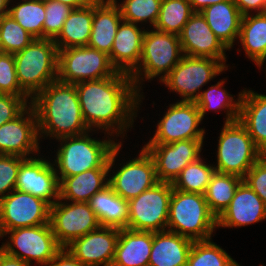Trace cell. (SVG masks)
<instances>
[{"label": "cell", "instance_id": "1", "mask_svg": "<svg viewBox=\"0 0 266 266\" xmlns=\"http://www.w3.org/2000/svg\"><path fill=\"white\" fill-rule=\"evenodd\" d=\"M75 87L89 130L98 127L110 136L113 132L119 136L132 127L143 95L135 89L129 74L117 71L108 78L78 82Z\"/></svg>", "mask_w": 266, "mask_h": 266}, {"label": "cell", "instance_id": "2", "mask_svg": "<svg viewBox=\"0 0 266 266\" xmlns=\"http://www.w3.org/2000/svg\"><path fill=\"white\" fill-rule=\"evenodd\" d=\"M39 138L56 139L90 132L84 122L75 84L58 80L48 84L32 100Z\"/></svg>", "mask_w": 266, "mask_h": 266}, {"label": "cell", "instance_id": "3", "mask_svg": "<svg viewBox=\"0 0 266 266\" xmlns=\"http://www.w3.org/2000/svg\"><path fill=\"white\" fill-rule=\"evenodd\" d=\"M14 55L20 88L31 98L58 77V49L53 39H34Z\"/></svg>", "mask_w": 266, "mask_h": 266}, {"label": "cell", "instance_id": "4", "mask_svg": "<svg viewBox=\"0 0 266 266\" xmlns=\"http://www.w3.org/2000/svg\"><path fill=\"white\" fill-rule=\"evenodd\" d=\"M217 218L210 211L205 196L173 188L169 202L167 230L193 241L211 239Z\"/></svg>", "mask_w": 266, "mask_h": 266}, {"label": "cell", "instance_id": "5", "mask_svg": "<svg viewBox=\"0 0 266 266\" xmlns=\"http://www.w3.org/2000/svg\"><path fill=\"white\" fill-rule=\"evenodd\" d=\"M61 146L54 160L58 170L55 172L59 182L64 177H71L99 167H109L108 159L112 150L119 144L109 140L92 139L88 132L57 139ZM60 172V173H59Z\"/></svg>", "mask_w": 266, "mask_h": 266}, {"label": "cell", "instance_id": "6", "mask_svg": "<svg viewBox=\"0 0 266 266\" xmlns=\"http://www.w3.org/2000/svg\"><path fill=\"white\" fill-rule=\"evenodd\" d=\"M181 53L183 54V51L178 35L166 33L155 28L154 31H145L140 63L130 74L135 89L140 93L141 82L139 81L143 80L140 77L143 75L146 80H151L163 74L159 77L160 81H162L181 61L184 56Z\"/></svg>", "mask_w": 266, "mask_h": 266}, {"label": "cell", "instance_id": "7", "mask_svg": "<svg viewBox=\"0 0 266 266\" xmlns=\"http://www.w3.org/2000/svg\"><path fill=\"white\" fill-rule=\"evenodd\" d=\"M217 149L215 171L237 175L241 178L246 176L262 154L239 120L224 124Z\"/></svg>", "mask_w": 266, "mask_h": 266}, {"label": "cell", "instance_id": "8", "mask_svg": "<svg viewBox=\"0 0 266 266\" xmlns=\"http://www.w3.org/2000/svg\"><path fill=\"white\" fill-rule=\"evenodd\" d=\"M117 70L109 56L89 46L58 50L57 80L67 84L100 80L113 76Z\"/></svg>", "mask_w": 266, "mask_h": 266}, {"label": "cell", "instance_id": "9", "mask_svg": "<svg viewBox=\"0 0 266 266\" xmlns=\"http://www.w3.org/2000/svg\"><path fill=\"white\" fill-rule=\"evenodd\" d=\"M173 185L159 181L139 196L128 201V229L135 231H165Z\"/></svg>", "mask_w": 266, "mask_h": 266}, {"label": "cell", "instance_id": "10", "mask_svg": "<svg viewBox=\"0 0 266 266\" xmlns=\"http://www.w3.org/2000/svg\"><path fill=\"white\" fill-rule=\"evenodd\" d=\"M227 67L221 60L184 55L161 82L171 91L180 94L181 101L195 102L200 95L201 86Z\"/></svg>", "mask_w": 266, "mask_h": 266}, {"label": "cell", "instance_id": "11", "mask_svg": "<svg viewBox=\"0 0 266 266\" xmlns=\"http://www.w3.org/2000/svg\"><path fill=\"white\" fill-rule=\"evenodd\" d=\"M10 233L9 242L1 246L2 251L29 265L31 260H35L36 264L46 266L62 249L52 232L50 223L9 230L3 233V237Z\"/></svg>", "mask_w": 266, "mask_h": 266}, {"label": "cell", "instance_id": "12", "mask_svg": "<svg viewBox=\"0 0 266 266\" xmlns=\"http://www.w3.org/2000/svg\"><path fill=\"white\" fill-rule=\"evenodd\" d=\"M65 203L60 199L57 200L50 206L49 216L52 232L62 248L100 227L95 212L88 202Z\"/></svg>", "mask_w": 266, "mask_h": 266}, {"label": "cell", "instance_id": "13", "mask_svg": "<svg viewBox=\"0 0 266 266\" xmlns=\"http://www.w3.org/2000/svg\"><path fill=\"white\" fill-rule=\"evenodd\" d=\"M50 205L43 199L17 189L0 199L2 234L23 227L49 223Z\"/></svg>", "mask_w": 266, "mask_h": 266}, {"label": "cell", "instance_id": "14", "mask_svg": "<svg viewBox=\"0 0 266 266\" xmlns=\"http://www.w3.org/2000/svg\"><path fill=\"white\" fill-rule=\"evenodd\" d=\"M202 118L195 102L180 101L170 105L158 122L155 135L147 144H170L188 139H204L205 130L197 128Z\"/></svg>", "mask_w": 266, "mask_h": 266}, {"label": "cell", "instance_id": "15", "mask_svg": "<svg viewBox=\"0 0 266 266\" xmlns=\"http://www.w3.org/2000/svg\"><path fill=\"white\" fill-rule=\"evenodd\" d=\"M203 139H188L170 144H146L152 157L158 181L173 183L181 171L200 158Z\"/></svg>", "mask_w": 266, "mask_h": 266}, {"label": "cell", "instance_id": "16", "mask_svg": "<svg viewBox=\"0 0 266 266\" xmlns=\"http://www.w3.org/2000/svg\"><path fill=\"white\" fill-rule=\"evenodd\" d=\"M29 106L14 120L0 126V154L30 158L29 154L39 152L37 116L33 106Z\"/></svg>", "mask_w": 266, "mask_h": 266}, {"label": "cell", "instance_id": "17", "mask_svg": "<svg viewBox=\"0 0 266 266\" xmlns=\"http://www.w3.org/2000/svg\"><path fill=\"white\" fill-rule=\"evenodd\" d=\"M108 181L114 192L127 201L159 182L154 161L144 148L139 157L128 161Z\"/></svg>", "mask_w": 266, "mask_h": 266}, {"label": "cell", "instance_id": "18", "mask_svg": "<svg viewBox=\"0 0 266 266\" xmlns=\"http://www.w3.org/2000/svg\"><path fill=\"white\" fill-rule=\"evenodd\" d=\"M54 166L42 158H25L18 171L15 189L39 197L52 206L59 200V180Z\"/></svg>", "mask_w": 266, "mask_h": 266}, {"label": "cell", "instance_id": "19", "mask_svg": "<svg viewBox=\"0 0 266 266\" xmlns=\"http://www.w3.org/2000/svg\"><path fill=\"white\" fill-rule=\"evenodd\" d=\"M119 238V229L100 226L74 240L66 248L83 264L111 266Z\"/></svg>", "mask_w": 266, "mask_h": 266}, {"label": "cell", "instance_id": "20", "mask_svg": "<svg viewBox=\"0 0 266 266\" xmlns=\"http://www.w3.org/2000/svg\"><path fill=\"white\" fill-rule=\"evenodd\" d=\"M183 55L204 57L226 62L225 50H229L212 32L200 12H195L178 35Z\"/></svg>", "mask_w": 266, "mask_h": 266}, {"label": "cell", "instance_id": "21", "mask_svg": "<svg viewBox=\"0 0 266 266\" xmlns=\"http://www.w3.org/2000/svg\"><path fill=\"white\" fill-rule=\"evenodd\" d=\"M121 144L120 142L112 150L108 159L109 167L94 168L71 177H64L59 182V199L62 201L88 202L94 194L108 186L109 181L106 176H109V170L114 165L115 158L122 147Z\"/></svg>", "mask_w": 266, "mask_h": 266}, {"label": "cell", "instance_id": "22", "mask_svg": "<svg viewBox=\"0 0 266 266\" xmlns=\"http://www.w3.org/2000/svg\"><path fill=\"white\" fill-rule=\"evenodd\" d=\"M264 219L265 203L245 181H242L229 206L217 218V227H242Z\"/></svg>", "mask_w": 266, "mask_h": 266}, {"label": "cell", "instance_id": "23", "mask_svg": "<svg viewBox=\"0 0 266 266\" xmlns=\"http://www.w3.org/2000/svg\"><path fill=\"white\" fill-rule=\"evenodd\" d=\"M145 30L134 23L122 20L118 26L111 53L112 66L125 74H131L139 65Z\"/></svg>", "mask_w": 266, "mask_h": 266}, {"label": "cell", "instance_id": "24", "mask_svg": "<svg viewBox=\"0 0 266 266\" xmlns=\"http://www.w3.org/2000/svg\"><path fill=\"white\" fill-rule=\"evenodd\" d=\"M122 15L113 0L93 3V22L88 46L109 55Z\"/></svg>", "mask_w": 266, "mask_h": 266}, {"label": "cell", "instance_id": "25", "mask_svg": "<svg viewBox=\"0 0 266 266\" xmlns=\"http://www.w3.org/2000/svg\"><path fill=\"white\" fill-rule=\"evenodd\" d=\"M153 232L119 229V238L111 266H148Z\"/></svg>", "mask_w": 266, "mask_h": 266}, {"label": "cell", "instance_id": "26", "mask_svg": "<svg viewBox=\"0 0 266 266\" xmlns=\"http://www.w3.org/2000/svg\"><path fill=\"white\" fill-rule=\"evenodd\" d=\"M193 240L165 230L153 232L148 266H187Z\"/></svg>", "mask_w": 266, "mask_h": 266}, {"label": "cell", "instance_id": "27", "mask_svg": "<svg viewBox=\"0 0 266 266\" xmlns=\"http://www.w3.org/2000/svg\"><path fill=\"white\" fill-rule=\"evenodd\" d=\"M212 32L230 50L239 37L243 15L234 0L209 5L201 12Z\"/></svg>", "mask_w": 266, "mask_h": 266}, {"label": "cell", "instance_id": "28", "mask_svg": "<svg viewBox=\"0 0 266 266\" xmlns=\"http://www.w3.org/2000/svg\"><path fill=\"white\" fill-rule=\"evenodd\" d=\"M88 204L95 212L100 226L117 229L128 228V201L116 194L109 185L94 194Z\"/></svg>", "mask_w": 266, "mask_h": 266}, {"label": "cell", "instance_id": "29", "mask_svg": "<svg viewBox=\"0 0 266 266\" xmlns=\"http://www.w3.org/2000/svg\"><path fill=\"white\" fill-rule=\"evenodd\" d=\"M238 120L263 152L266 149V95L244 90Z\"/></svg>", "mask_w": 266, "mask_h": 266}, {"label": "cell", "instance_id": "30", "mask_svg": "<svg viewBox=\"0 0 266 266\" xmlns=\"http://www.w3.org/2000/svg\"><path fill=\"white\" fill-rule=\"evenodd\" d=\"M93 22V4L74 8L54 39L58 50L88 46Z\"/></svg>", "mask_w": 266, "mask_h": 266}, {"label": "cell", "instance_id": "31", "mask_svg": "<svg viewBox=\"0 0 266 266\" xmlns=\"http://www.w3.org/2000/svg\"><path fill=\"white\" fill-rule=\"evenodd\" d=\"M238 38L245 54L261 67L266 59V12L244 15Z\"/></svg>", "mask_w": 266, "mask_h": 266}, {"label": "cell", "instance_id": "32", "mask_svg": "<svg viewBox=\"0 0 266 266\" xmlns=\"http://www.w3.org/2000/svg\"><path fill=\"white\" fill-rule=\"evenodd\" d=\"M242 181L243 178L237 175L215 171L204 196L210 211L216 218L229 206L236 189Z\"/></svg>", "mask_w": 266, "mask_h": 266}, {"label": "cell", "instance_id": "33", "mask_svg": "<svg viewBox=\"0 0 266 266\" xmlns=\"http://www.w3.org/2000/svg\"><path fill=\"white\" fill-rule=\"evenodd\" d=\"M224 80L212 85L208 90L200 92L199 97L195 103L200 110L201 118L206 114L208 110L214 109H227V117L225 123H232L239 119L241 96L243 91L239 93L237 101H233L231 94L223 89ZM231 96V97H230Z\"/></svg>", "mask_w": 266, "mask_h": 266}, {"label": "cell", "instance_id": "34", "mask_svg": "<svg viewBox=\"0 0 266 266\" xmlns=\"http://www.w3.org/2000/svg\"><path fill=\"white\" fill-rule=\"evenodd\" d=\"M195 12L188 0H162L155 29L179 35Z\"/></svg>", "mask_w": 266, "mask_h": 266}, {"label": "cell", "instance_id": "35", "mask_svg": "<svg viewBox=\"0 0 266 266\" xmlns=\"http://www.w3.org/2000/svg\"><path fill=\"white\" fill-rule=\"evenodd\" d=\"M8 14L35 39H43L45 0H23L10 8Z\"/></svg>", "mask_w": 266, "mask_h": 266}, {"label": "cell", "instance_id": "36", "mask_svg": "<svg viewBox=\"0 0 266 266\" xmlns=\"http://www.w3.org/2000/svg\"><path fill=\"white\" fill-rule=\"evenodd\" d=\"M202 158L187 165L172 183L173 188L184 192L205 194L215 173V167L204 164Z\"/></svg>", "mask_w": 266, "mask_h": 266}, {"label": "cell", "instance_id": "37", "mask_svg": "<svg viewBox=\"0 0 266 266\" xmlns=\"http://www.w3.org/2000/svg\"><path fill=\"white\" fill-rule=\"evenodd\" d=\"M210 240L193 242L187 266H229L234 261L225 250Z\"/></svg>", "mask_w": 266, "mask_h": 266}, {"label": "cell", "instance_id": "38", "mask_svg": "<svg viewBox=\"0 0 266 266\" xmlns=\"http://www.w3.org/2000/svg\"><path fill=\"white\" fill-rule=\"evenodd\" d=\"M34 39L11 15H4L0 19V52L15 54L22 51Z\"/></svg>", "mask_w": 266, "mask_h": 266}, {"label": "cell", "instance_id": "39", "mask_svg": "<svg viewBox=\"0 0 266 266\" xmlns=\"http://www.w3.org/2000/svg\"><path fill=\"white\" fill-rule=\"evenodd\" d=\"M122 19L127 22L137 24L139 22L151 23L154 26L157 23L162 0H124L123 3L117 4Z\"/></svg>", "mask_w": 266, "mask_h": 266}, {"label": "cell", "instance_id": "40", "mask_svg": "<svg viewBox=\"0 0 266 266\" xmlns=\"http://www.w3.org/2000/svg\"><path fill=\"white\" fill-rule=\"evenodd\" d=\"M74 8L53 0H45L43 39H55L63 28L65 20Z\"/></svg>", "mask_w": 266, "mask_h": 266}, {"label": "cell", "instance_id": "41", "mask_svg": "<svg viewBox=\"0 0 266 266\" xmlns=\"http://www.w3.org/2000/svg\"><path fill=\"white\" fill-rule=\"evenodd\" d=\"M0 94L29 97L18 83L13 54L0 52Z\"/></svg>", "mask_w": 266, "mask_h": 266}, {"label": "cell", "instance_id": "42", "mask_svg": "<svg viewBox=\"0 0 266 266\" xmlns=\"http://www.w3.org/2000/svg\"><path fill=\"white\" fill-rule=\"evenodd\" d=\"M25 158L16 155L0 154V199L15 190L18 171ZM11 190V191H10Z\"/></svg>", "mask_w": 266, "mask_h": 266}, {"label": "cell", "instance_id": "43", "mask_svg": "<svg viewBox=\"0 0 266 266\" xmlns=\"http://www.w3.org/2000/svg\"><path fill=\"white\" fill-rule=\"evenodd\" d=\"M28 98L0 94V126L18 117L28 107Z\"/></svg>", "mask_w": 266, "mask_h": 266}, {"label": "cell", "instance_id": "44", "mask_svg": "<svg viewBox=\"0 0 266 266\" xmlns=\"http://www.w3.org/2000/svg\"><path fill=\"white\" fill-rule=\"evenodd\" d=\"M266 205V161L260 158L243 178Z\"/></svg>", "mask_w": 266, "mask_h": 266}, {"label": "cell", "instance_id": "45", "mask_svg": "<svg viewBox=\"0 0 266 266\" xmlns=\"http://www.w3.org/2000/svg\"><path fill=\"white\" fill-rule=\"evenodd\" d=\"M46 266H89L76 259L67 248H62Z\"/></svg>", "mask_w": 266, "mask_h": 266}, {"label": "cell", "instance_id": "46", "mask_svg": "<svg viewBox=\"0 0 266 266\" xmlns=\"http://www.w3.org/2000/svg\"><path fill=\"white\" fill-rule=\"evenodd\" d=\"M241 14L247 15L249 11L254 10L257 13L266 12V0H234Z\"/></svg>", "mask_w": 266, "mask_h": 266}, {"label": "cell", "instance_id": "47", "mask_svg": "<svg viewBox=\"0 0 266 266\" xmlns=\"http://www.w3.org/2000/svg\"><path fill=\"white\" fill-rule=\"evenodd\" d=\"M0 266H30L28 263L8 255L0 247Z\"/></svg>", "mask_w": 266, "mask_h": 266}, {"label": "cell", "instance_id": "48", "mask_svg": "<svg viewBox=\"0 0 266 266\" xmlns=\"http://www.w3.org/2000/svg\"><path fill=\"white\" fill-rule=\"evenodd\" d=\"M194 12H201L209 5L221 3L227 0H188Z\"/></svg>", "mask_w": 266, "mask_h": 266}, {"label": "cell", "instance_id": "49", "mask_svg": "<svg viewBox=\"0 0 266 266\" xmlns=\"http://www.w3.org/2000/svg\"><path fill=\"white\" fill-rule=\"evenodd\" d=\"M63 4H67L72 8H80L97 2L98 0H53Z\"/></svg>", "mask_w": 266, "mask_h": 266}, {"label": "cell", "instance_id": "50", "mask_svg": "<svg viewBox=\"0 0 266 266\" xmlns=\"http://www.w3.org/2000/svg\"><path fill=\"white\" fill-rule=\"evenodd\" d=\"M11 0H0V19L9 13L8 5ZM7 9V10H6Z\"/></svg>", "mask_w": 266, "mask_h": 266}, {"label": "cell", "instance_id": "51", "mask_svg": "<svg viewBox=\"0 0 266 266\" xmlns=\"http://www.w3.org/2000/svg\"><path fill=\"white\" fill-rule=\"evenodd\" d=\"M261 158L266 161V149L262 152Z\"/></svg>", "mask_w": 266, "mask_h": 266}, {"label": "cell", "instance_id": "52", "mask_svg": "<svg viewBox=\"0 0 266 266\" xmlns=\"http://www.w3.org/2000/svg\"><path fill=\"white\" fill-rule=\"evenodd\" d=\"M229 266H240L235 260Z\"/></svg>", "mask_w": 266, "mask_h": 266}, {"label": "cell", "instance_id": "53", "mask_svg": "<svg viewBox=\"0 0 266 266\" xmlns=\"http://www.w3.org/2000/svg\"><path fill=\"white\" fill-rule=\"evenodd\" d=\"M0 237H3V234H2V232H1V229H0Z\"/></svg>", "mask_w": 266, "mask_h": 266}]
</instances>
